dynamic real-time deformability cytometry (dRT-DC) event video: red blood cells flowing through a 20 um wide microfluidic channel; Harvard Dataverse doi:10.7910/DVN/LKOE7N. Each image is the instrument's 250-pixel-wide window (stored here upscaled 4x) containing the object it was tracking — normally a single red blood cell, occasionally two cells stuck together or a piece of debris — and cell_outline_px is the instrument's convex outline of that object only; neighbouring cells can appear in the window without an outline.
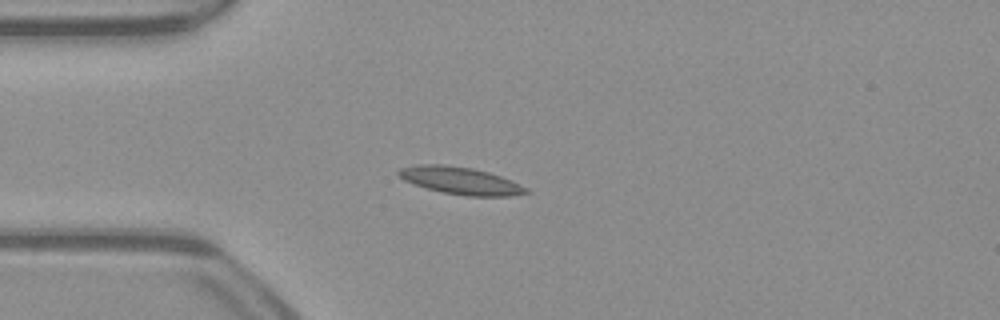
{"species": "common noctule bat (a hibernating species)", "species_latin": "Nyctalus noctula", "temperature_condition": "warm", "stored_images_in_passage": 50, "camera_frame_rate_fps": 3000, "um_per_image_px": 0.085, "animal": {"sex": "male", "body_mass_g": 23.1, "forearm_length_mm": 52.7}, "frame": {"image": 1, "passage_image": 11, "time_ms": 3.333, "image_size_px": [1000, 320], "cell_outline_px": [[532, 192], [512, 196], [468, 196], [444, 192], [428, 188], [404, 180], [396, 172], [400, 168], [416, 164], [444, 164], [472, 168], [488, 172], [512, 180], [528, 188]], "centroid_in_image_um": [39.18, 15.35], "position_along_channel_um": 45.8, "area_um2": 20.23}}
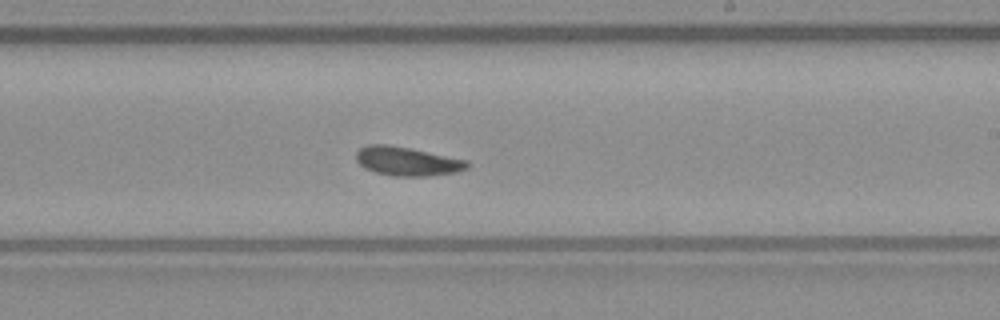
{"frame": {"image": 2, "passage_image": 28, "time_ms": 9.0, "image_size_px": [1000, 320], "cell_outline_px": [[472, 164], [468, 168], [456, 172], [428, 176], [392, 176], [376, 172], [364, 168], [356, 160], [356, 152], [360, 148], [368, 144], [388, 144], [468, 160]], "centroid_in_image_um": [34.62, 13.71], "position_along_channel_um": 254.4, "area_um2": 18.73}}
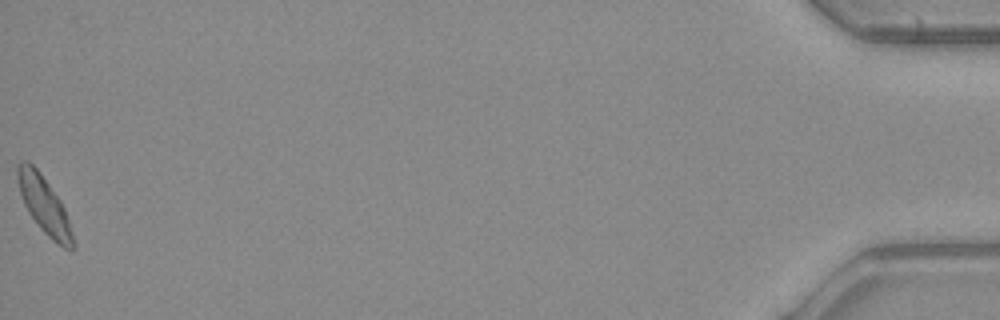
{"frame": {"image": 3, "passage_image": 50, "time_ms": 16.333, "image_size_px": [1000, 320], "cell_outline_px": [[76, 248], [64, 248], [52, 240], [40, 228], [28, 212], [24, 204], [20, 192], [16, 176], [16, 168], [20, 160], [28, 160], [40, 172], [60, 200], [64, 208], [72, 232]], "centroid_in_image_um": [3.73, 17.4], "position_along_channel_um": 431.5, "area_um2": 18.26}, "authors_computed_cell_mechanics": {"area_um2": 18.3804, "velocity_mm_per_s": 3.934, "shape_relaxation_time_tau1_ms": 6.5352, "shape_relaxation_time_tau2_ms": 4.505, "deformation_change_tau1": 0.1372, "deformation_change_tau2": 0.1299}}